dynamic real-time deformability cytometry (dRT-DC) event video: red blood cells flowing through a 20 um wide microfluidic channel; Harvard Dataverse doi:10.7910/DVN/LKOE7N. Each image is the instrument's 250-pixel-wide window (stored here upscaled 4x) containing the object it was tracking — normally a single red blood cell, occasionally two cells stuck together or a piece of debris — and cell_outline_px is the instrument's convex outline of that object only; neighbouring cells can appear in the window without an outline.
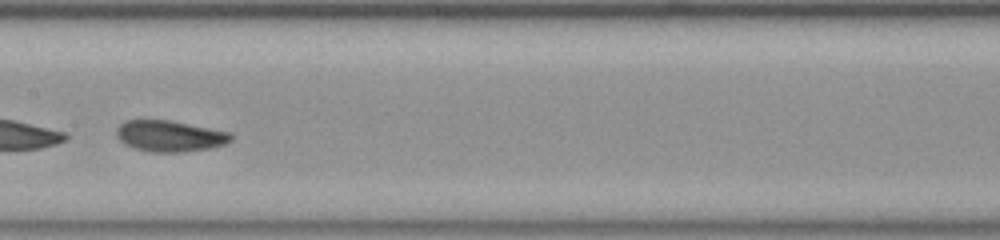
{"species": "common noctule bat (a hibernating species)", "species_latin": "Nyctalus noctula", "temperature_condition": "room temperature", "stored_images_in_passage": 24, "camera_frame_rate_fps": 3000, "um_per_image_px": 0.085, "animal": {"sex": "female", "body_mass_g": 23.0, "forearm_length_mm": 53.4}, "frame": {"image": 1, "passage_image": 11, "time_ms": 3.333, "image_size_px": [1000, 240], "cell_outline_px": [[232, 140], [224, 144], [208, 148], [184, 152], [152, 152], [136, 148], [120, 140], [116, 136], [116, 128], [124, 120], [168, 120], [228, 132], [232, 136]], "centroid_in_image_um": [14.4, 11.56], "position_along_channel_um": 193.0, "area_um2": 20.4}}
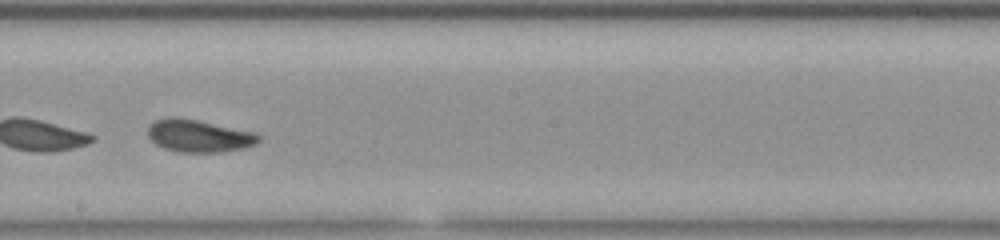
{"frame": {"image": 2, "passage_image": 14, "time_ms": 4.333, "image_size_px": [1000, 240], "cell_outline_px": [[260, 140], [256, 144], [244, 148], [220, 152], [180, 152], [164, 148], [156, 144], [148, 136], [148, 124], [152, 120], [168, 116], [176, 116], [256, 132], [260, 136]], "centroid_in_image_um": [16.87, 11.53], "position_along_channel_um": 231.3, "area_um2": 21.15}}